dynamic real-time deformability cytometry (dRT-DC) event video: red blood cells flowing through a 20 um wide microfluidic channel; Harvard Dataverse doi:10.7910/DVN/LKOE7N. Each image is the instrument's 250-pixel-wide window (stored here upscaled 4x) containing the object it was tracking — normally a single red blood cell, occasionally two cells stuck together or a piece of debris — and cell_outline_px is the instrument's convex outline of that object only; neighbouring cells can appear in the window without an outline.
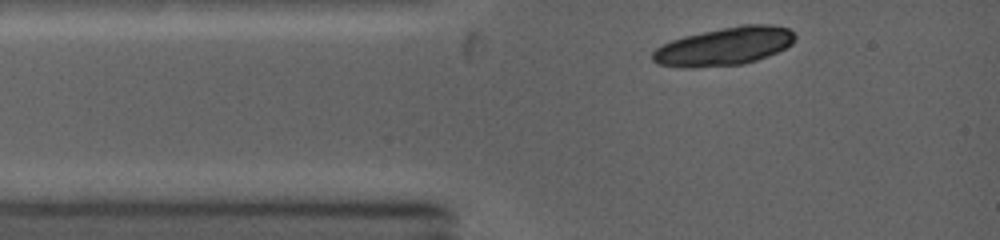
{"species": "common noctule bat (a hibernating species)", "species_latin": "Nyctalus noctula", "temperature_condition": "warm", "stored_images_in_passage": 4, "camera_frame_rate_fps": 5000, "um_per_image_px": 0.085, "animal": {"sex": "female", "body_mass_g": 19.0, "forearm_length_mm": 53.3}, "frame": {"image": 1, "passage_image": 1, "time_ms": 0.0, "image_size_px": [1000, 240], "cell_outline_px": [[796, 36], [792, 44], [776, 52], [756, 60], [740, 64], [660, 64], [652, 60], [652, 52], [656, 48], [672, 40], [684, 36], [720, 28], [740, 24], [772, 24], [788, 28]], "centroid_in_image_um": [61.67, 3.86], "position_along_channel_um": 23.3, "area_um2": 30.23}}